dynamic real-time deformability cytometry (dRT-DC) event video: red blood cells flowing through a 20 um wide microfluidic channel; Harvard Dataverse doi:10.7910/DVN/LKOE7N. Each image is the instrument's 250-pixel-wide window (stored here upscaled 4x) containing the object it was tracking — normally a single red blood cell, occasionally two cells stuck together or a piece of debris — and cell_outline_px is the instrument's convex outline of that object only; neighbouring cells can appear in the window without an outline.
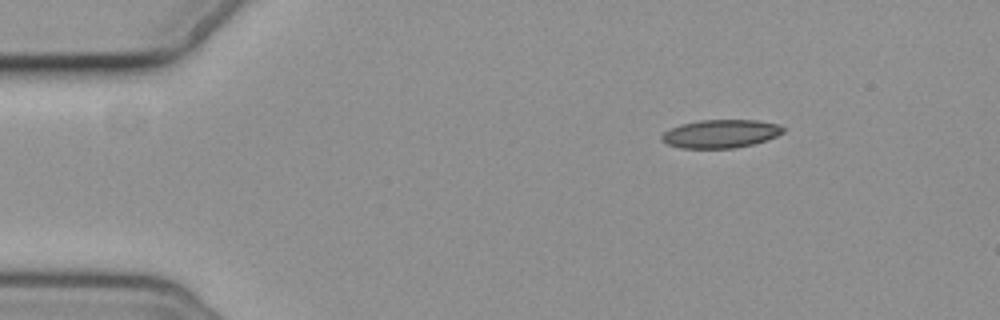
{"species": "common noctule bat (a hibernating species)", "species_latin": "Nyctalus noctula", "temperature_condition": "cold", "stored_images_in_passage": 4, "camera_frame_rate_fps": 3000, "um_per_image_px": 0.085, "animal": {"sex": "female", "body_mass_g": 19.3, "forearm_length_mm": 54.1}, "frame": {"image": 1, "passage_image": 1, "time_ms": 0.0, "image_size_px": [1000, 320], "cell_outline_px": [[784, 132], [776, 136], [752, 144], [732, 148], [680, 148], [668, 144], [660, 140], [660, 136], [664, 132], [680, 124], [700, 120], [756, 120], [780, 124], [784, 128]], "centroid_in_image_um": [61.23, 11.36], "position_along_channel_um": 23.8, "area_um2": 19.94}}